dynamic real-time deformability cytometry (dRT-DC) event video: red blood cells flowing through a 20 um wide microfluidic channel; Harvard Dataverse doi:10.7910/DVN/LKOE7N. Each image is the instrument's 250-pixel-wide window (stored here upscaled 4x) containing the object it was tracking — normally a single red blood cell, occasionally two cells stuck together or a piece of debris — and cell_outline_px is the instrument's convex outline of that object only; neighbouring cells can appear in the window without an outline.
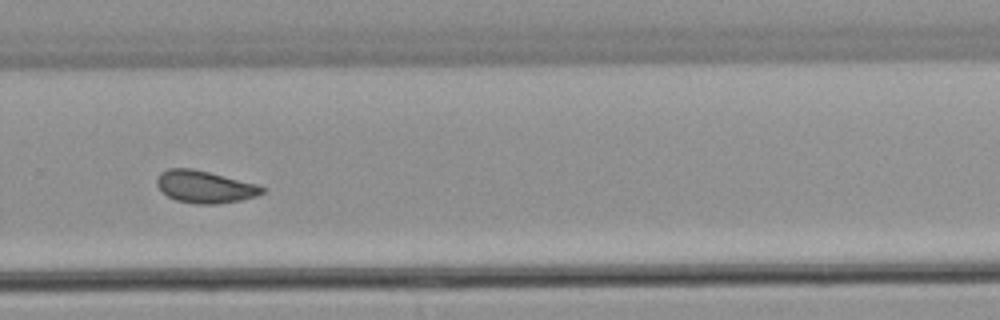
{"species": "common noctule bat (a hibernating species)", "species_latin": "Nyctalus noctula", "temperature_condition": "warm", "stored_images_in_passage": 12, "camera_frame_rate_fps": 3000, "um_per_image_px": 0.085, "animal": {"sex": "male", "body_mass_g": 21.5, "forearm_length_mm": 52.0}, "frame": {"image": 1, "passage_image": 10, "time_ms": 3.0, "image_size_px": [1000, 320], "cell_outline_px": [[264, 192], [256, 196], [240, 200], [216, 204], [196, 204], [176, 200], [168, 196], [156, 184], [156, 180], [160, 172], [168, 168], [192, 168], [256, 184], [264, 188]], "centroid_in_image_um": [17.38, 15.87], "position_along_channel_um": 312.4, "area_um2": 19.54}}